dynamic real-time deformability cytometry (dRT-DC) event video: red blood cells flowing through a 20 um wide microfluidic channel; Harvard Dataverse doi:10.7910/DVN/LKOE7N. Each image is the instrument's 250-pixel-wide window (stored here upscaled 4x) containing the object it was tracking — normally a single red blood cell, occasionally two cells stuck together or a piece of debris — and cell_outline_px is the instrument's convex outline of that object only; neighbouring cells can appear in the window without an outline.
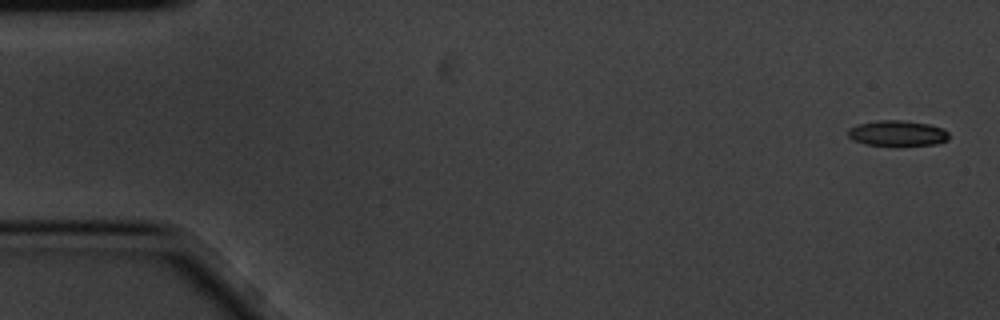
{"species": "common noctule bat (a hibernating species)", "species_latin": "Nyctalus noctula", "temperature_condition": "cold", "stored_images_in_passage": 8, "camera_frame_rate_fps": 3000, "um_per_image_px": 0.085, "animal": {"sex": "male", "body_mass_g": 20.1, "forearm_length_mm": 53.5}, "frame": {"image": 1, "passage_image": 1, "time_ms": 0.0, "image_size_px": [1000, 320], "cell_outline_px": [[948, 140], [936, 144], [868, 144], [852, 140], [848, 136], [848, 128], [860, 124], [880, 120], [900, 120], [928, 124], [940, 128], [948, 132]], "centroid_in_image_um": [76.26, 11.31], "position_along_channel_um": 8.7, "area_um2": 14.45}}
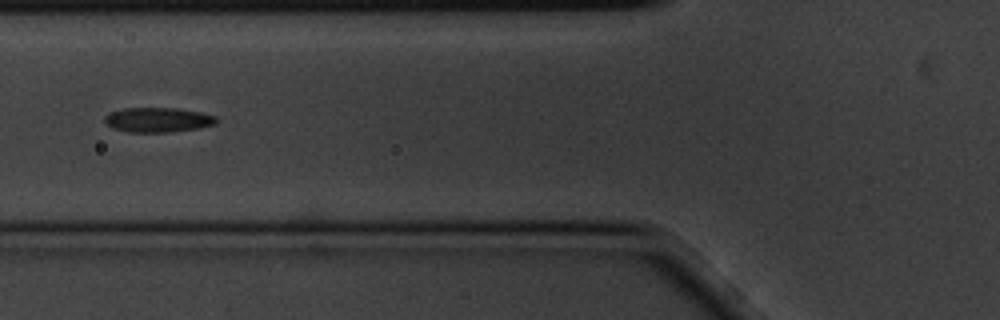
{"frame": {"image": 2, "passage_image": 7, "time_ms": 2.0, "image_size_px": [1000, 320], "cell_outline_px": [[216, 124], [196, 128], [164, 132], [128, 132], [112, 128], [104, 120], [104, 116], [108, 112], [120, 108], [176, 108], [200, 112], [216, 116]], "centroid_in_image_um": [13.36, 10.17], "position_along_channel_um": 112.4, "area_um2": 16.01}}
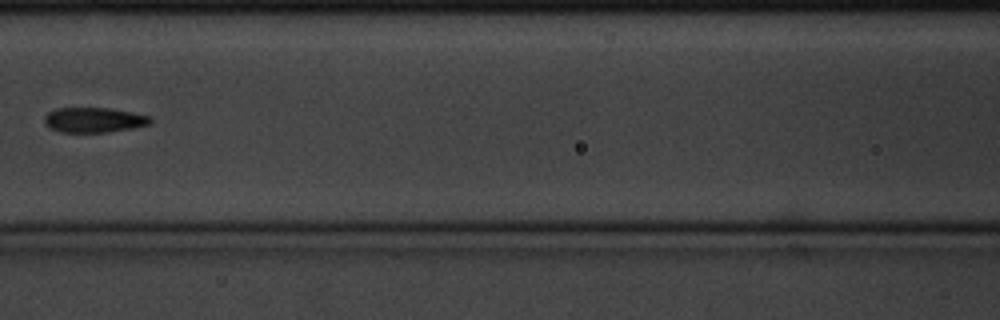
{"frame": {"image": 3, "passage_image": 8, "time_ms": 2.333, "image_size_px": [1000, 320], "cell_outline_px": [[152, 124], [132, 128], [108, 132], [60, 132], [48, 128], [44, 124], [44, 116], [48, 112], [56, 108], [112, 108], [152, 116]], "centroid_in_image_um": [7.99, 10.19], "position_along_channel_um": 158.6, "area_um2": 15.72}}